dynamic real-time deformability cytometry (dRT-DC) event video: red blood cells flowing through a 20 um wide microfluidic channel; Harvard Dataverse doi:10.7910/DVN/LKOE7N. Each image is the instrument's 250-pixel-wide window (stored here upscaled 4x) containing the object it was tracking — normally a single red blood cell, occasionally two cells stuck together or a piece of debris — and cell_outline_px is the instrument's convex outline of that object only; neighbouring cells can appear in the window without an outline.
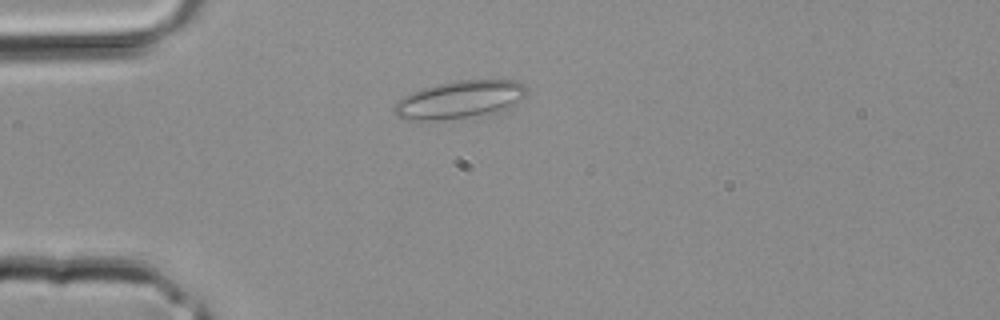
{"species": "common noctule bat (a hibernating species)", "species_latin": "Nyctalus noctula", "temperature_condition": "room temperature", "stored_images_in_passage": 2, "camera_frame_rate_fps": 3000, "um_per_image_px": 0.085, "animal": {"sex": "male", "body_mass_g": 20.4}, "frame": {"image": 1, "passage_image": 2, "time_ms": 0.333, "image_size_px": [1000, 320], "cell_outline_px": [[528, 88], [524, 96], [520, 100], [508, 108], [468, 116], [432, 120], [404, 120], [396, 116], [392, 112], [392, 108], [404, 96], [420, 88], [436, 84], [456, 80], [516, 80], [524, 84]], "centroid_in_image_um": [39.03, 8.44], "position_along_channel_um": 46.0, "area_um2": 28.78}}